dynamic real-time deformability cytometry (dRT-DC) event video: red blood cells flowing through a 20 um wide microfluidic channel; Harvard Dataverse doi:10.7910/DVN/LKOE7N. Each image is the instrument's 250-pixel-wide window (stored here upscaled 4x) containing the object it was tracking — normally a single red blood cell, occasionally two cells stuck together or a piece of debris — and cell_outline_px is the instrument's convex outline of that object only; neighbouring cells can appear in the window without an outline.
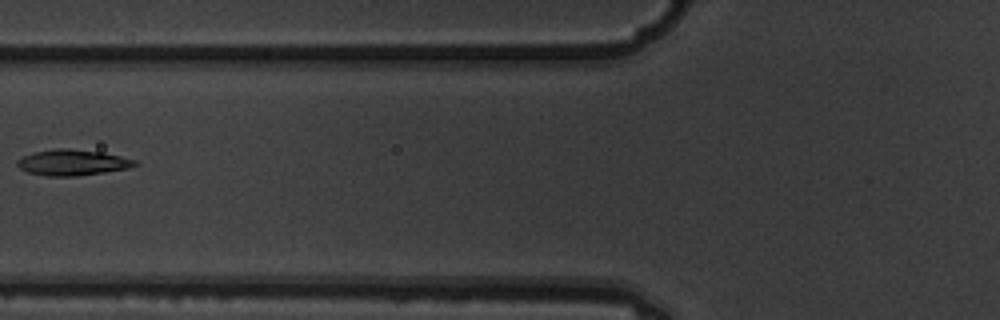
{"species": "common noctule bat (a hibernating species)", "species_latin": "Nyctalus noctula", "temperature_condition": "warm", "stored_images_in_passage": 7, "camera_frame_rate_fps": 3000, "um_per_image_px": 0.085, "animal": {"sex": "male", "body_mass_g": 19.5, "forearm_length_mm": 54.6}, "frame": {"image": 1, "passage_image": 6, "time_ms": 1.667, "image_size_px": [1000, 320], "cell_outline_px": [[140, 164], [128, 168], [104, 172], [76, 176], [48, 176], [28, 172], [20, 168], [16, 164], [16, 160], [32, 152], [56, 148], [68, 148], [104, 152], [136, 160]], "centroid_in_image_um": [6.16, 13.8], "position_along_channel_um": 119.6, "area_um2": 17.8}}
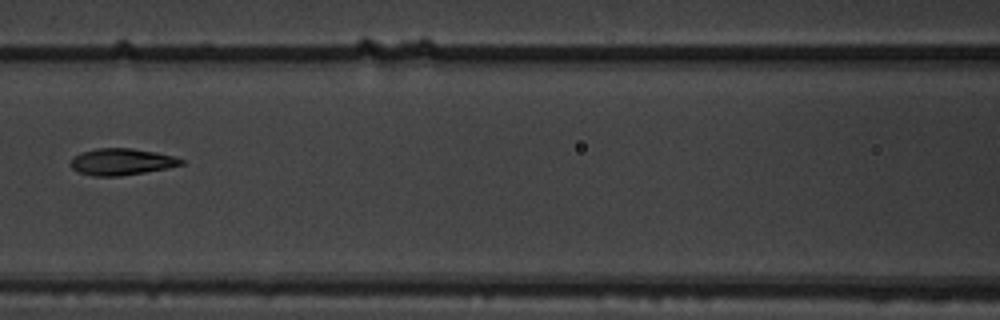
{"frame": {"image": 2, "passage_image": 7, "time_ms": 2.0, "image_size_px": [1000, 320], "cell_outline_px": [[184, 164], [168, 168], [120, 176], [92, 176], [76, 172], [68, 164], [72, 156], [80, 152], [96, 148], [132, 148], [156, 152], [172, 156], [184, 160]], "centroid_in_image_um": [10.26, 13.75], "position_along_channel_um": 156.3, "area_um2": 17.4}}